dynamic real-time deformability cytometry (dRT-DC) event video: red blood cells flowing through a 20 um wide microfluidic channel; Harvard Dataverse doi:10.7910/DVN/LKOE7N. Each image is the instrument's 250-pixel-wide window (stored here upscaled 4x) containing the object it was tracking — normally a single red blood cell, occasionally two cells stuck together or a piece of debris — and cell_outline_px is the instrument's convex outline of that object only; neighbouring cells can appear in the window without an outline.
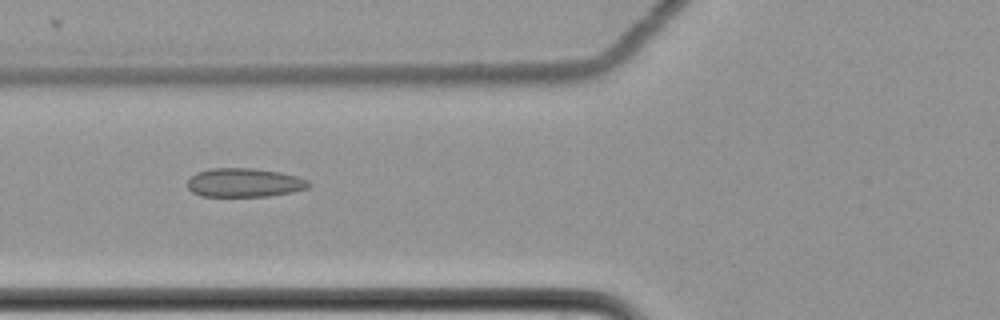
{"species": "common noctule bat (a hibernating species)", "species_latin": "Nyctalus noctula", "temperature_condition": "cold", "stored_images_in_passage": 8, "camera_frame_rate_fps": 3000, "um_per_image_px": 0.085, "animal": {"sex": "female", "body_mass_g": 22.7, "forearm_length_mm": 54.2}, "frame": {"image": 1, "passage_image": 7, "time_ms": 2.0, "image_size_px": [1000, 320], "cell_outline_px": [[312, 184], [308, 188], [292, 192], [268, 196], [200, 196], [192, 192], [188, 188], [188, 180], [196, 172], [212, 168], [256, 168], [280, 172], [296, 176], [308, 180]], "centroid_in_image_um": [20.78, 15.52], "position_along_channel_um": 105.0, "area_um2": 20.46}}
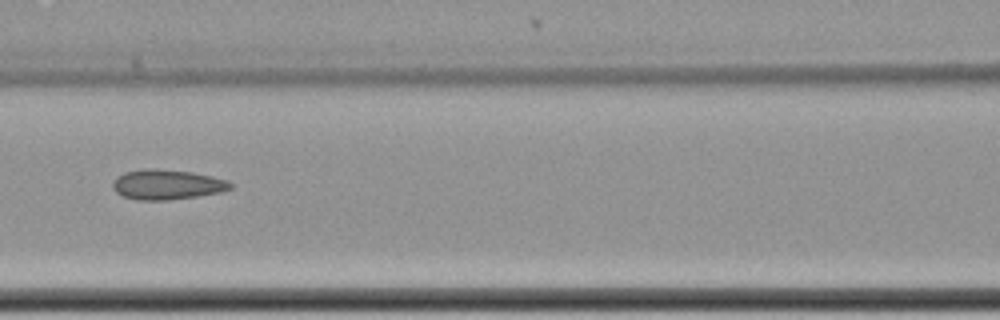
{"frame": {"image": 2, "passage_image": 8, "time_ms": 2.333, "image_size_px": [1000, 320], "cell_outline_px": [[232, 188], [220, 192], [196, 196], [168, 200], [136, 200], [124, 196], [116, 192], [112, 188], [112, 180], [116, 176], [124, 172], [144, 168], [152, 168], [192, 172], [212, 176], [228, 180], [232, 184]], "centroid_in_image_um": [14.16, 15.68], "position_along_channel_um": 152.4, "area_um2": 20.69}}